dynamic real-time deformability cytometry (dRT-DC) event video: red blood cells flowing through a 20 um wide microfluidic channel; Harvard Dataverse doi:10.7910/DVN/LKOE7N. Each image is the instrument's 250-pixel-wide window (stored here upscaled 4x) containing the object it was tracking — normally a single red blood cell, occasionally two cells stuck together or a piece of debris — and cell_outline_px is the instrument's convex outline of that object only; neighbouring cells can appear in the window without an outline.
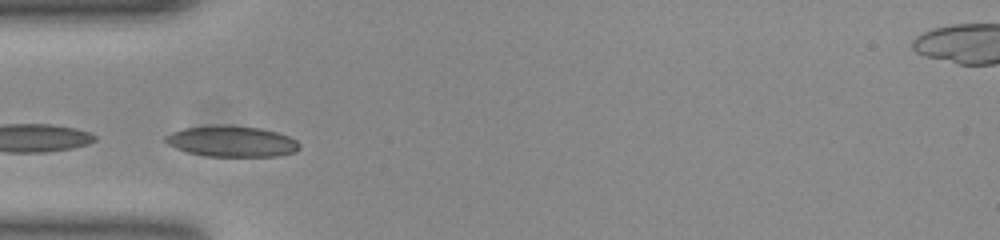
{"species": "common noctule bat (a hibernating species)", "species_latin": "Nyctalus noctula", "temperature_condition": "room temperature", "stored_images_in_passage": 25, "camera_frame_rate_fps": 3000, "um_per_image_px": 0.085, "animal": {"sex": "female", "body_mass_g": 23.0, "forearm_length_mm": 53.4}, "frame": {"image": 1, "passage_image": 9, "time_ms": 2.667, "image_size_px": [1000, 240], "cell_outline_px": [[300, 148], [296, 152], [276, 156], [208, 156], [188, 152], [176, 148], [168, 144], [164, 140], [164, 136], [172, 132], [184, 128], [208, 124], [220, 124], [260, 128], [276, 132], [288, 136], [296, 140], [300, 144]], "centroid_in_image_um": [19.68, 12.0], "position_along_channel_um": 65.3, "area_um2": 24.28}}